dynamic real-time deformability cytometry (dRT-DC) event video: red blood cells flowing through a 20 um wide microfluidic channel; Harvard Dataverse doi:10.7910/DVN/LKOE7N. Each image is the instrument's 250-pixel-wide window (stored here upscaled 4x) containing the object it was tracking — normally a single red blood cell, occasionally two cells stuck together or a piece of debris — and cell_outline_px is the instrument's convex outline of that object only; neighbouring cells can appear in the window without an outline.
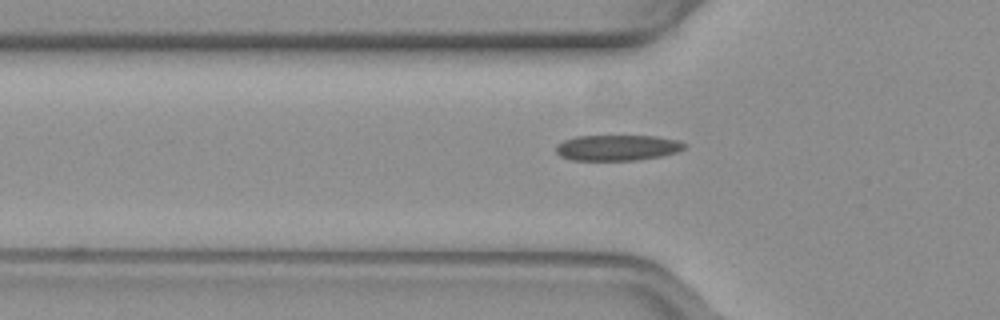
{"species": "common noctule bat (a hibernating species)", "species_latin": "Nyctalus noctula", "temperature_condition": "warm", "stored_images_in_passage": 48, "camera_frame_rate_fps": 3000, "um_per_image_px": 0.085, "animal": {"sex": "female", "body_mass_g": 19.3, "forearm_length_mm": 54.1}, "frame": {"image": 1, "passage_image": 16, "time_ms": 5.0, "image_size_px": [1000, 320], "cell_outline_px": [[688, 144], [680, 152], [660, 156], [636, 160], [572, 160], [560, 156], [556, 152], [556, 148], [564, 140], [576, 136], [656, 136], [680, 140]], "centroid_in_image_um": [52.54, 12.55], "position_along_channel_um": 73.3, "area_um2": 19.31}}
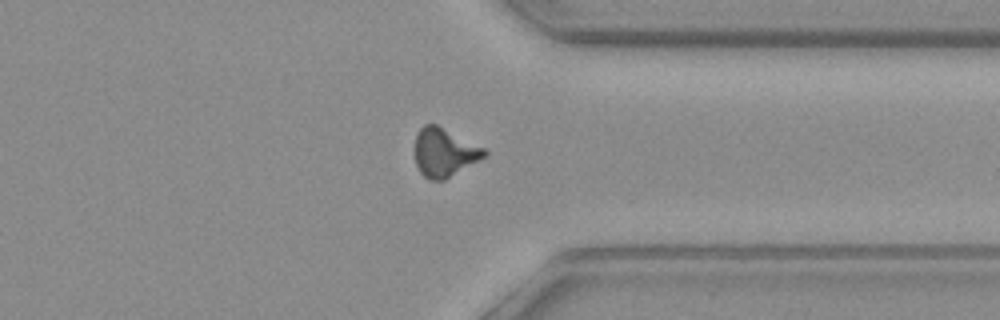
{"frame": {"image": 2, "passage_image": 39, "time_ms": 12.667, "image_size_px": [1000, 320], "cell_outline_px": [[488, 152], [484, 156], [444, 180], [428, 180], [420, 172], [416, 164], [416, 132], [424, 124], [436, 124], [484, 148]], "centroid_in_image_um": [37.73, 12.95], "position_along_channel_um": 373.7, "area_um2": 19.19}}
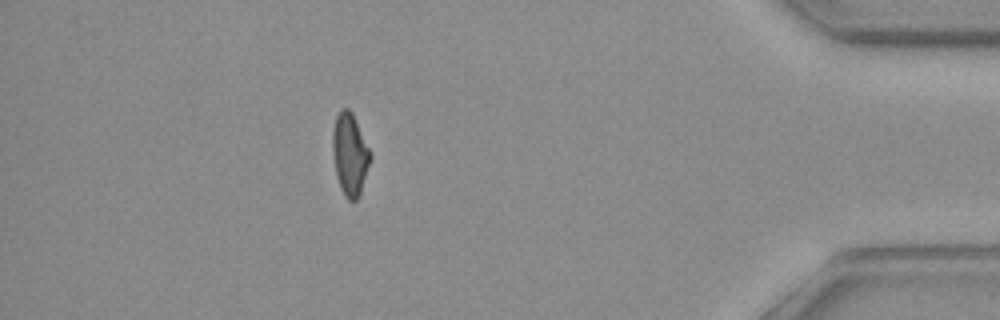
{"frame": {"image": 3, "passage_image": 45, "time_ms": 14.667, "image_size_px": [1000, 320], "cell_outline_px": [[372, 156], [360, 192], [356, 200], [348, 200], [344, 196], [340, 188], [336, 176], [332, 152], [332, 132], [336, 116], [340, 108], [348, 108], [352, 112], [372, 152]], "centroid_in_image_um": [29.73, 13.08], "position_along_channel_um": 405.5, "area_um2": 18.26}, "authors_computed_cell_mechanics": {"area_um2": 19.074, "velocity_mm_per_s": 3.9492, "shape_relaxation_time_tau1_ms": null, "shape_relaxation_time_tau2_ms": 2.7247, "deformation_change_tau1": null, "deformation_change_tau2": 0.0997}}